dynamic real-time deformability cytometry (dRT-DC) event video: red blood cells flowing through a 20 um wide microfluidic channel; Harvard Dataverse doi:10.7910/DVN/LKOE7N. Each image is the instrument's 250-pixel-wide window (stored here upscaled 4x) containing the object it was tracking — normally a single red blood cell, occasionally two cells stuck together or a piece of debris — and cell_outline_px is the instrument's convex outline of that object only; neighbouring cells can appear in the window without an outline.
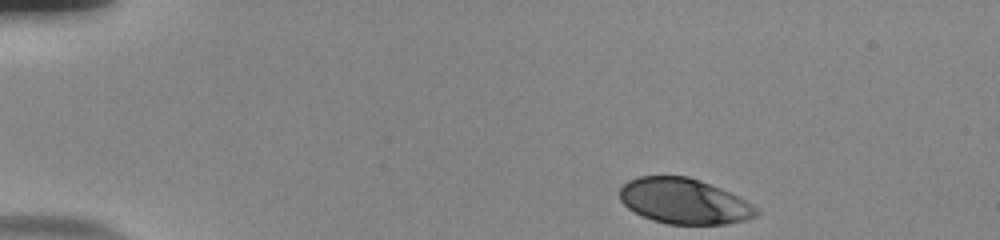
{"species": "human", "species_latin": "Homo sapiens", "temperature_condition": "room temperature", "stored_images_in_passage": 47, "camera_frame_rate_fps": 3000, "um_per_image_px": 0.085, "donor": {"sex": "male"}, "frame": {"image": 1, "passage_image": 1, "time_ms": 0.0, "image_size_px": [1000, 240], "cell_outline_px": [[760, 212], [756, 216], [744, 220], [728, 224], [668, 224], [652, 220], [628, 208], [620, 200], [620, 188], [628, 180], [640, 176], [688, 176], [700, 180], [720, 188], [752, 204]], "centroid_in_image_um": [58.14, 17.1], "position_along_channel_um": 26.9, "area_um2": 35.95}}
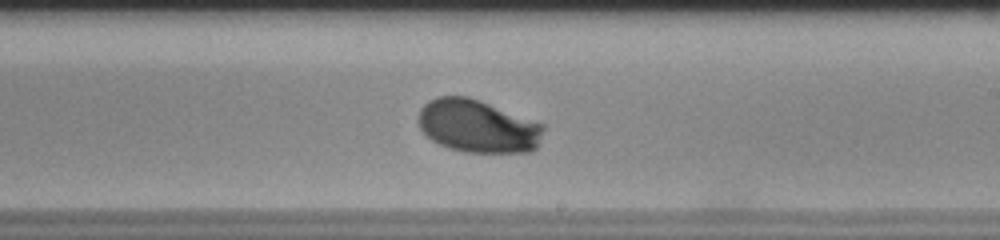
{"frame": {"image": 2, "passage_image": 26, "time_ms": 8.333, "image_size_px": [1000, 240], "cell_outline_px": [[544, 128], [536, 148], [528, 152], [464, 152], [448, 148], [432, 140], [420, 128], [416, 120], [416, 116], [420, 108], [428, 100], [440, 96], [468, 96], [480, 100], [544, 124]], "centroid_in_image_um": [40.56, 10.71], "position_along_channel_um": 248.4, "area_um2": 38.67}}
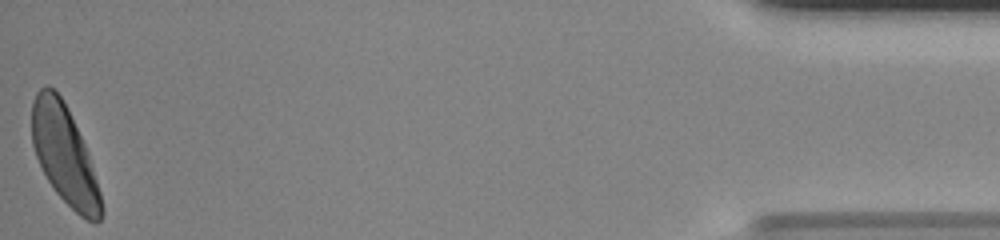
{"frame": {"image": 3, "passage_image": 47, "time_ms": 15.333, "image_size_px": [1000, 240], "cell_outline_px": [[104, 212], [100, 220], [96, 224], [80, 216], [56, 192], [48, 180], [36, 156], [32, 144], [32, 100], [36, 92], [44, 84], [48, 84], [60, 96], [68, 108], [88, 152], [100, 192], [104, 208]], "centroid_in_image_um": [5.49, 13.15], "position_along_channel_um": 429.7, "area_um2": 39.65}, "authors_computed_cell_mechanics": {"area_um2": 38.6104, "velocity_mm_per_s": 3.7643, "shape_relaxation_time_tau1_ms": 2.462, "shape_relaxation_time_tau2_ms": null, "deformation_change_tau1": 0.1482, "deformation_change_tau2": null}}